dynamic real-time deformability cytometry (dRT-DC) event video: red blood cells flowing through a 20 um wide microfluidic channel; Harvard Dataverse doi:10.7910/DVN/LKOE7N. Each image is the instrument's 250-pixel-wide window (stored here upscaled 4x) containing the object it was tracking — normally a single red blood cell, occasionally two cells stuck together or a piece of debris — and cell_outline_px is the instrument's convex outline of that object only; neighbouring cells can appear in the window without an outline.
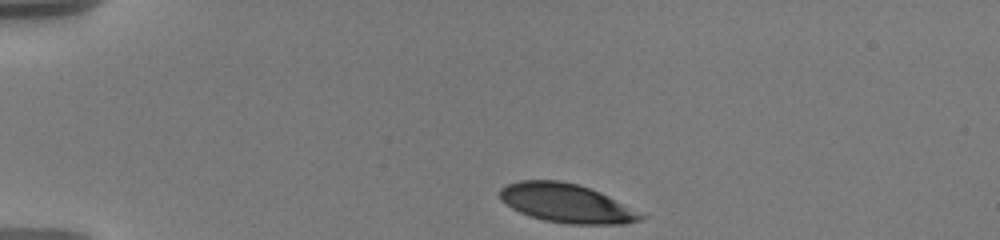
{"species": "human", "species_latin": "Homo sapiens", "temperature_condition": "warm", "stored_images_in_passage": 9, "camera_frame_rate_fps": 3000, "um_per_image_px": 0.085, "donor": {"sex": "male"}, "frame": {"image": 1, "passage_image": 1, "time_ms": 0.0, "image_size_px": [1000, 240], "cell_outline_px": [[648, 216], [640, 220], [624, 224], [568, 224], [544, 220], [520, 212], [512, 208], [500, 200], [500, 188], [508, 184], [520, 180], [560, 180], [576, 184], [600, 192]], "centroid_in_image_um": [48.15, 17.27], "position_along_channel_um": 36.9, "area_um2": 31.73}}